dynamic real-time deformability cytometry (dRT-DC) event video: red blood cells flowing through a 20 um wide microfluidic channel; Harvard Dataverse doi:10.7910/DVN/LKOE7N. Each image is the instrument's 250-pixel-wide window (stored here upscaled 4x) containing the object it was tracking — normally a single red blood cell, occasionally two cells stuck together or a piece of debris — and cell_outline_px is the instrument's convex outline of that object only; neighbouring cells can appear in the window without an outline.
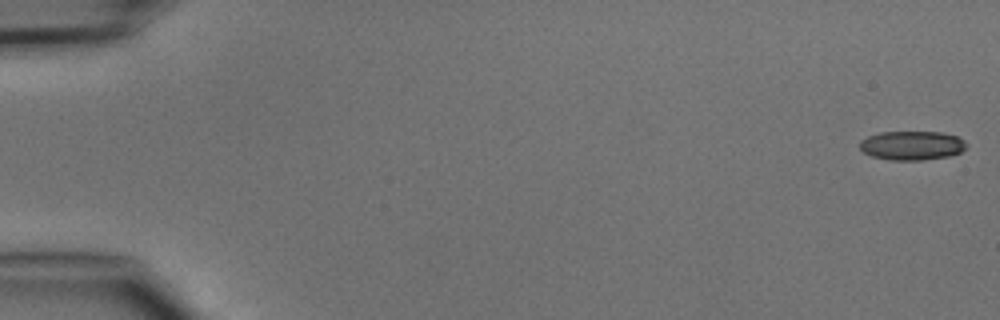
{"species": "common noctule bat (a hibernating species)", "species_latin": "Nyctalus noctula", "temperature_condition": "cold", "stored_images_in_passage": 48, "camera_frame_rate_fps": 3000, "um_per_image_px": 0.085, "animal": {"sex": "male", "body_mass_g": 15.6}, "frame": {"image": 1, "passage_image": 1, "time_ms": 0.0, "image_size_px": [1000, 320], "cell_outline_px": [[968, 144], [960, 152], [948, 156], [924, 160], [888, 160], [872, 156], [864, 152], [860, 148], [860, 140], [868, 136], [880, 132], [940, 132], [956, 136], [964, 140]], "centroid_in_image_um": [77.5, 12.37], "position_along_channel_um": 7.5, "area_um2": 18.03}}
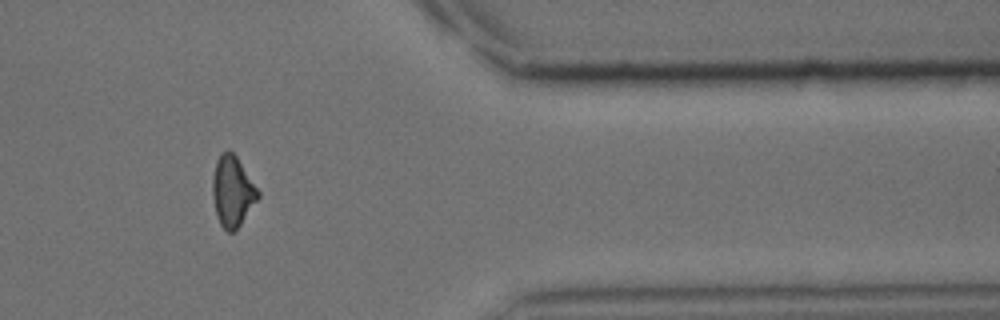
{"frame": {"image": 2, "passage_image": 40, "time_ms": 13.0, "image_size_px": [1000, 320], "cell_outline_px": [[260, 196], [240, 224], [232, 232], [228, 232], [220, 224], [216, 216], [212, 196], [212, 176], [216, 160], [220, 152], [228, 148], [236, 156], [260, 192]], "centroid_in_image_um": [19.73, 16.22], "position_along_channel_um": 391.7, "area_um2": 18.73}}
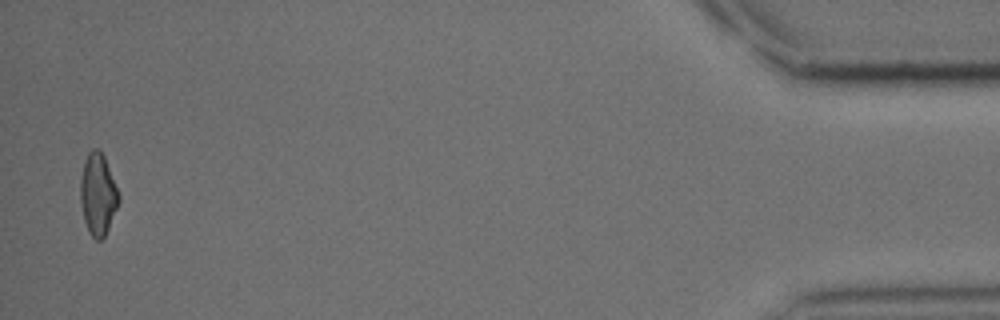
{"frame": {"image": 3, "passage_image": 47, "time_ms": 15.333, "image_size_px": [1000, 320], "cell_outline_px": [[120, 200], [108, 228], [104, 236], [100, 240], [96, 240], [88, 232], [84, 220], [80, 200], [80, 180], [84, 160], [88, 152], [92, 148], [100, 148], [104, 156], [120, 192]], "centroid_in_image_um": [8.32, 16.47], "position_along_channel_um": 426.9, "area_um2": 18.5}}